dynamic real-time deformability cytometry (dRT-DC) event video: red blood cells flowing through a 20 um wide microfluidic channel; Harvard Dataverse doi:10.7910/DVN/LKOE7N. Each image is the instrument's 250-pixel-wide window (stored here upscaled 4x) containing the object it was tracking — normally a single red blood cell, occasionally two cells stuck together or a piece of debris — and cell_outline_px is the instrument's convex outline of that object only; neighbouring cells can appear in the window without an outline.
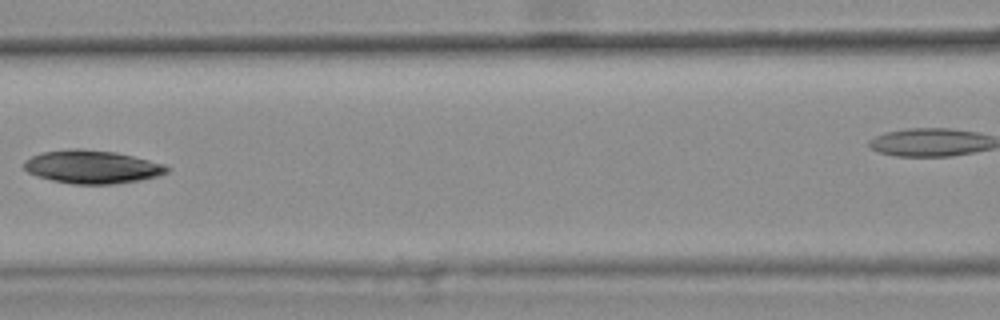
{"species": "common noctule bat (a hibernating species)", "species_latin": "Nyctalus noctula", "temperature_condition": "warm", "stored_images_in_passage": 8, "camera_frame_rate_fps": 3000, "um_per_image_px": 0.085, "animal": {"sex": "female", "body_mass_g": 25.1}, "frame": {"image": 1, "passage_image": 6, "time_ms": 1.667, "image_size_px": [1000, 320], "cell_outline_px": [[172, 168], [168, 172], [156, 176], [140, 180], [112, 184], [72, 184], [52, 180], [36, 176], [28, 172], [24, 168], [24, 160], [40, 152], [72, 148], [80, 148], [116, 152], [164, 164]], "centroid_in_image_um": [7.81, 14.18], "position_along_channel_um": 158.8, "area_um2": 27.74}}